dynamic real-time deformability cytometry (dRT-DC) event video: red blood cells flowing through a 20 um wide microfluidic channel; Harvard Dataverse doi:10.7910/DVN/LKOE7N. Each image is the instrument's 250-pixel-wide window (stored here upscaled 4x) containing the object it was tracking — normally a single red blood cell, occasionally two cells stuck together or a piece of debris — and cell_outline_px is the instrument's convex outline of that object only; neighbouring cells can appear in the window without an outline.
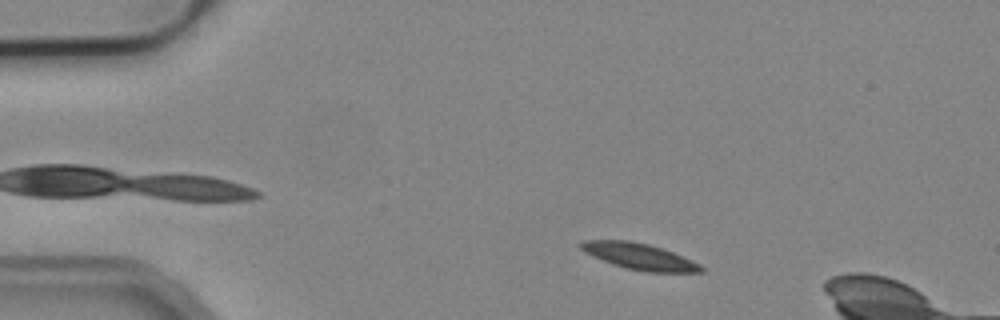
{"species": "common noctule bat (a hibernating species)", "species_latin": "Nyctalus noctula", "temperature_condition": "cold", "stored_images_in_passage": 42, "camera_frame_rate_fps": 3000, "um_per_image_px": 0.085, "animal": {"sex": "male", "body_mass_g": 19.2, "forearm_length_mm": 51.8}, "frame": {"image": 1, "passage_image": 5, "time_ms": 1.333, "image_size_px": [1000, 320], "cell_outline_px": [[704, 272], [648, 272], [628, 268], [612, 264], [584, 252], [580, 248], [580, 244], [584, 240], [632, 240], [648, 244], [672, 252], [692, 260], [700, 264], [704, 268]], "centroid_in_image_um": [54.35, 21.79], "position_along_channel_um": 30.6, "area_um2": 18.21}}
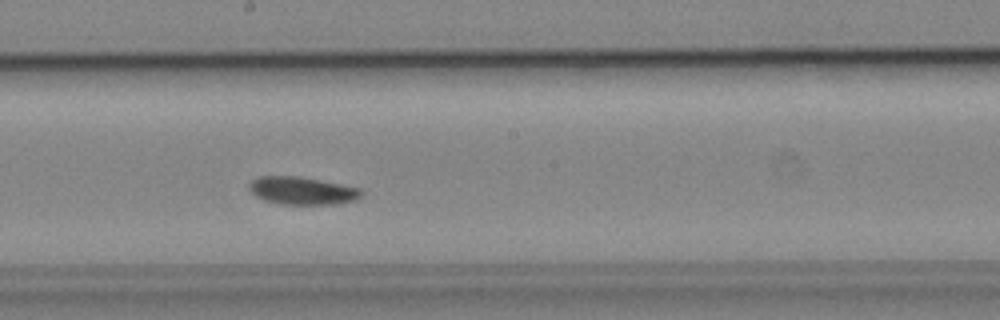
{"frame": {"image": 2, "passage_image": 25, "time_ms": 8.0, "image_size_px": [1000, 320], "cell_outline_px": [[364, 192], [356, 200], [336, 204], [280, 204], [264, 200], [256, 196], [248, 188], [248, 184], [252, 180], [260, 176], [300, 176], [360, 188]], "centroid_in_image_um": [25.68, 16.21], "position_along_channel_um": 222.5, "area_um2": 18.15}}
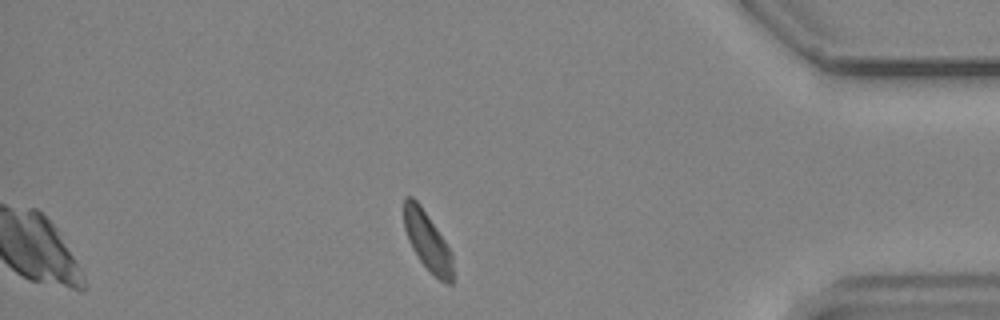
{"frame": {"image": 3, "passage_image": 42, "time_ms": 13.667, "image_size_px": [1000, 320], "cell_outline_px": [[452, 284], [448, 284], [440, 280], [420, 260], [412, 248], [408, 240], [404, 228], [404, 196], [412, 196], [420, 204], [452, 252]], "centroid_in_image_um": [36.31, 20.46], "position_along_channel_um": 398.9, "area_um2": 16.42}, "authors_computed_cell_mechanics": {"area_um2": 18.1492, "velocity_mm_per_s": 3.7626, "shape_relaxation_time_tau1_ms": 4.1451, "shape_relaxation_time_tau2_ms": null, "deformation_change_tau1": 0.1061, "deformation_change_tau2": null}}